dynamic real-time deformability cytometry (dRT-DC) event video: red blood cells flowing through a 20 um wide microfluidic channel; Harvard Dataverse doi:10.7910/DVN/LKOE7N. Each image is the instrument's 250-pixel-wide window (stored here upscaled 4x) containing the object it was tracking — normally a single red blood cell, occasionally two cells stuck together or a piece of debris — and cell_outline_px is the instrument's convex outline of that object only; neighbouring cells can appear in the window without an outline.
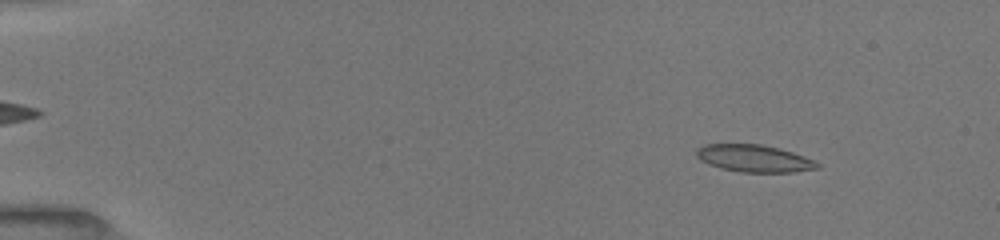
{"species": "common noctule bat (a hibernating species)", "species_latin": "Nyctalus noctula", "temperature_condition": "room temperature", "stored_images_in_passage": 24, "camera_frame_rate_fps": 3000, "um_per_image_px": 0.085, "animal": {"sex": "female", "body_mass_g": 19.5, "forearm_length_mm": 54.1}, "frame": {"image": 1, "passage_image": 6, "time_ms": 1.667, "image_size_px": [1000, 240], "cell_outline_px": [[820, 168], [792, 172], [740, 172], [720, 168], [708, 164], [700, 160], [696, 156], [696, 148], [704, 144], [760, 144], [792, 152], [804, 156], [820, 164]], "centroid_in_image_um": [64.06, 13.47], "position_along_channel_um": 20.9, "area_um2": 19.13}}
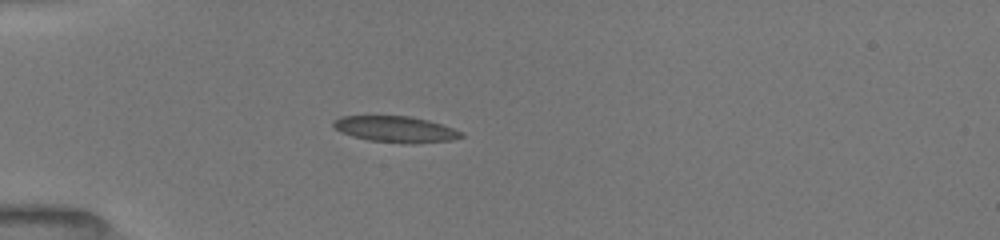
{"frame": {"image": 2, "passage_image": 16, "time_ms": 4.667, "image_size_px": [1000, 240], "cell_outline_px": [[464, 136], [452, 140], [412, 144], [404, 144], [368, 140], [352, 136], [340, 132], [332, 124], [332, 120], [340, 116], [408, 116], [428, 120], [452, 128], [460, 132]], "centroid_in_image_um": [33.58, 10.99], "position_along_channel_um": 51.4, "area_um2": 19.48}}
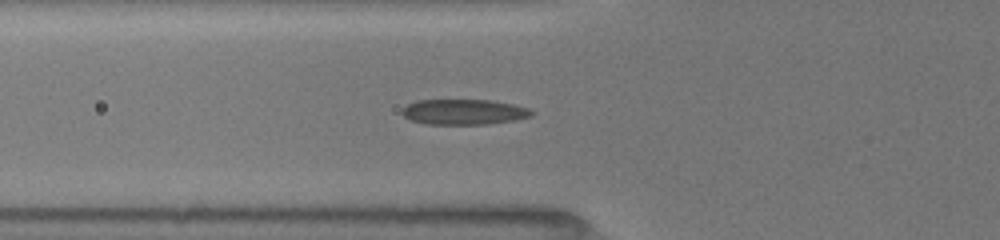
{"frame": {"image": 3, "passage_image": 21, "time_ms": 6.0, "image_size_px": [1000, 240], "cell_outline_px": [[536, 112], [532, 116], [516, 120], [484, 124], [424, 124], [412, 120], [404, 116], [400, 112], [408, 104], [416, 100], [492, 100], [512, 104], [528, 108]], "centroid_in_image_um": [39.45, 9.51], "position_along_channel_um": 86.4, "area_um2": 19.19}}